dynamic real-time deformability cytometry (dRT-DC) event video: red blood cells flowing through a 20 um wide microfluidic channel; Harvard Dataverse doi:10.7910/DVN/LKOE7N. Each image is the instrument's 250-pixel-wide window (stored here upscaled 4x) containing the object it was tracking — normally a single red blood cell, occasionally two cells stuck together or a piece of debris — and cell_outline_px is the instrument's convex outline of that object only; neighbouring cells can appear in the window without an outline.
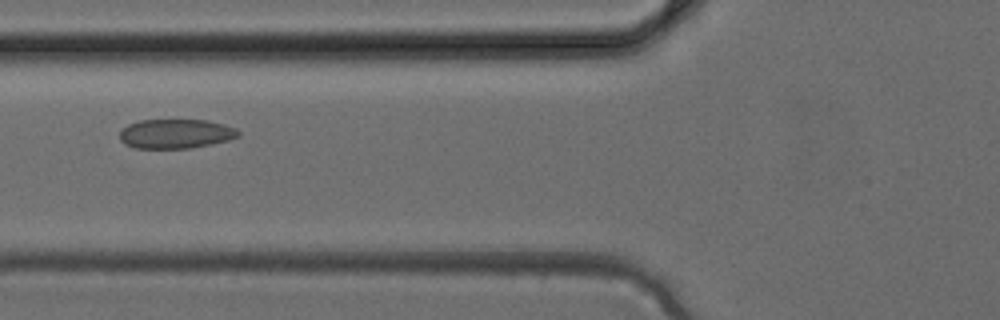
{"species": "common noctule bat (a hibernating species)", "species_latin": "Nyctalus noctula", "temperature_condition": "cold", "stored_images_in_passage": 6, "camera_frame_rate_fps": 3000, "um_per_image_px": 0.085, "animal": {"sex": "female", "body_mass_g": 24.6, "forearm_length_mm": 56.2}, "frame": {"image": 1, "passage_image": 6, "time_ms": 1.667, "image_size_px": [1000, 320], "cell_outline_px": [[240, 136], [228, 140], [212, 144], [192, 148], [136, 148], [124, 144], [120, 140], [120, 132], [128, 124], [140, 120], [208, 120], [224, 124], [236, 128], [240, 132]], "centroid_in_image_um": [14.96, 11.37], "position_along_channel_um": 110.8, "area_um2": 20.4}}